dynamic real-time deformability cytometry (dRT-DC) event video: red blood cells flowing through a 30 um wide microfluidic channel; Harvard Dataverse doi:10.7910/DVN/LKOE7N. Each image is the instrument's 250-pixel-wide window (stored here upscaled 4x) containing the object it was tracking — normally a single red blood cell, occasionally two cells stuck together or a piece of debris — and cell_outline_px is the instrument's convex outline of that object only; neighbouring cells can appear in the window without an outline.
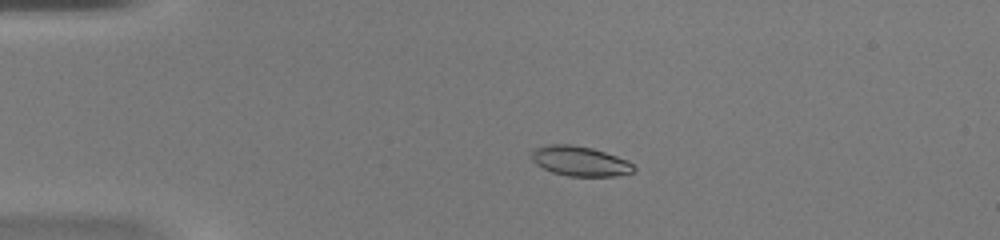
{"species": "common noctule bat (a hibernating species)", "species_latin": "Nyctalus noctula", "temperature_condition": "warm", "stored_images_in_passage": 49, "camera_frame_rate_fps": 3000, "um_per_image_px": 0.085, "animal": {"sex": "female", "body_mass_g": 20.0, "forearm_length_mm": 54.0}, "frame": {"image": 1, "passage_image": 11, "time_ms": 3.333, "image_size_px": [1000, 240], "cell_outline_px": [[636, 168], [632, 172], [620, 176], [568, 176], [552, 172], [536, 164], [532, 160], [532, 148], [548, 144], [572, 144], [592, 148], [628, 160]], "centroid_in_image_um": [49.29, 13.69], "position_along_channel_um": 35.7, "area_um2": 17.86}}
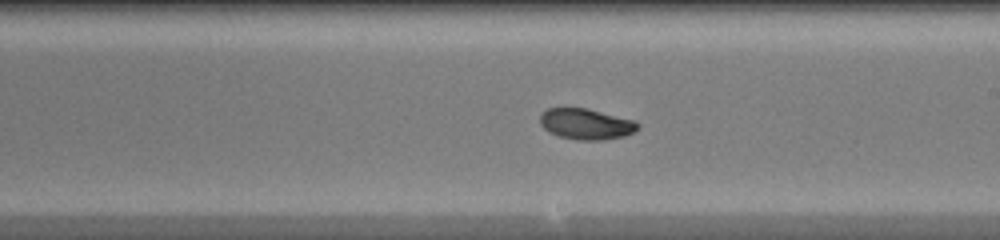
{"frame": {"image": 2, "passage_image": 29, "time_ms": 9.333, "image_size_px": [1000, 240], "cell_outline_px": [[640, 128], [624, 136], [604, 140], [576, 140], [560, 136], [548, 132], [540, 124], [540, 112], [548, 108], [588, 108], [636, 120], [640, 124]], "centroid_in_image_um": [49.83, 10.53], "position_along_channel_um": 239.2, "area_um2": 17.86}}
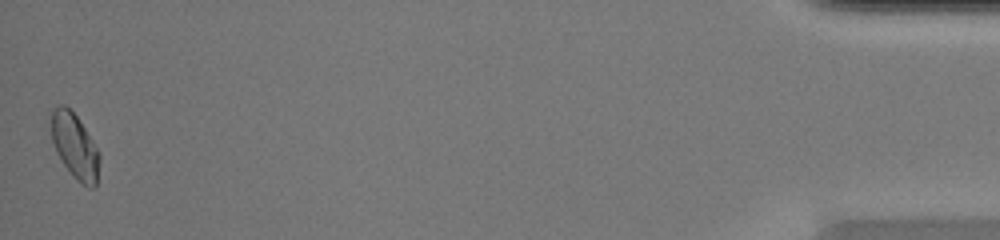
{"frame": {"image": 3, "passage_image": 49, "time_ms": 16.0, "image_size_px": [1000, 240], "cell_outline_px": [[100, 160], [96, 184], [92, 188], [88, 188], [80, 184], [72, 176], [56, 152], [52, 140], [52, 108], [60, 104], [64, 104], [76, 116], [100, 152]], "centroid_in_image_um": [6.37, 12.46], "position_along_channel_um": 428.8, "area_um2": 18.21}, "authors_computed_cell_mechanics": {"area_um2": 17.8024, "velocity_mm_per_s": 4.2067, "shape_relaxation_time_tau1_ms": 7.6464, "shape_relaxation_time_tau2_ms": 2.7626, "deformation_change_tau1": 0.1914, "deformation_change_tau2": 0.0512}}